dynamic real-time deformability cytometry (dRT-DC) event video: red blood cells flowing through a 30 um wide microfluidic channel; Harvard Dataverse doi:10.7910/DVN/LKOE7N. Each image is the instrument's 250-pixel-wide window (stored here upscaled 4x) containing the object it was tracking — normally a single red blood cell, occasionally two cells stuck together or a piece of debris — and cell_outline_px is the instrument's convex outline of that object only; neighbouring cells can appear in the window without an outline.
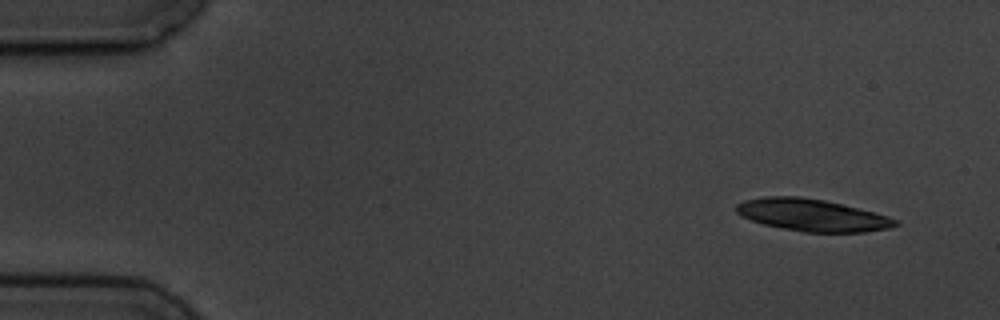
{"species": "common noctule bat (a hibernating species)", "species_latin": "Nyctalus noctula", "temperature_condition": "cold", "stored_images_in_passage": 7, "camera_frame_rate_fps": 3000, "um_per_image_px": 0.085, "animal": {"sex": "male", "body_mass_g": 19.5, "forearm_length_mm": 54.6}, "frame": {"image": 1, "passage_image": 1, "time_ms": 0.0, "image_size_px": [1000, 320], "cell_outline_px": [[900, 224], [888, 228], [864, 232], [804, 232], [764, 224], [740, 216], [736, 212], [736, 204], [744, 200], [764, 196], [800, 196], [824, 200], [888, 216], [900, 220]], "centroid_in_image_um": [69.01, 18.28], "position_along_channel_um": 16.0, "area_um2": 29.59}}